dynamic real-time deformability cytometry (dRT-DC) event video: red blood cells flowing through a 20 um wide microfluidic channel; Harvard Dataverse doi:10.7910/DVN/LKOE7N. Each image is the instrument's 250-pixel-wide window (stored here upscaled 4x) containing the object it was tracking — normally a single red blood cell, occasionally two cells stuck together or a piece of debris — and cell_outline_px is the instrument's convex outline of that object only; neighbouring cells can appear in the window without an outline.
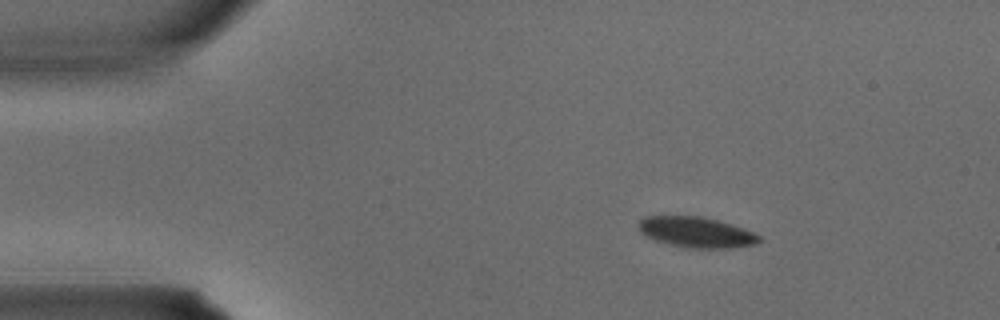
{"species": "common noctule bat (a hibernating species)", "species_latin": "Nyctalus noctula", "temperature_condition": "warm", "stored_images_in_passage": 2, "camera_frame_rate_fps": 3000, "um_per_image_px": 0.085, "animal": {"sex": "male", "body_mass_g": 15.6}, "frame": {"image": 1, "passage_image": 1, "time_ms": 0.0, "image_size_px": [1000, 320], "cell_outline_px": [[760, 240], [756, 244], [732, 248], [688, 248], [656, 240], [644, 236], [636, 228], [636, 224], [644, 216], [700, 216], [732, 224], [744, 228], [760, 236]], "centroid_in_image_um": [59.15, 19.73], "position_along_channel_um": 25.9, "area_um2": 21.56}}